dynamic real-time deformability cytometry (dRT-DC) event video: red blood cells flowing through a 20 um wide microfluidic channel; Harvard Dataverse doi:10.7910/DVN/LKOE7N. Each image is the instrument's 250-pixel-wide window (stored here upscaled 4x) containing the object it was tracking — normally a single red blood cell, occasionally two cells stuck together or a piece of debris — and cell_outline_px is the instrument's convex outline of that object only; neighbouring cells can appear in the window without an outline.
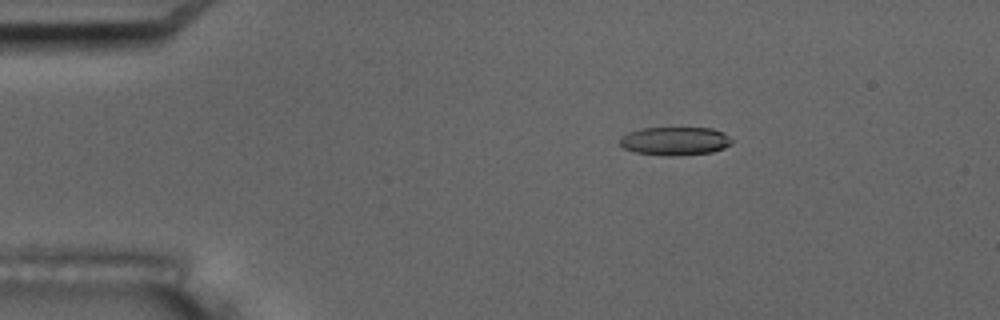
{"species": "common noctule bat (a hibernating species)", "species_latin": "Nyctalus noctula", "temperature_condition": "room temperature", "stored_images_in_passage": 3, "camera_frame_rate_fps": 3000, "um_per_image_px": 0.085, "animal": {"sex": "male", "body_mass_g": 17.5, "forearm_length_mm": 52.3}, "frame": {"image": 1, "passage_image": 1, "time_ms": 0.0, "image_size_px": [1000, 320], "cell_outline_px": [[732, 144], [724, 148], [712, 152], [672, 156], [668, 156], [636, 152], [624, 148], [620, 144], [620, 136], [628, 132], [640, 128], [712, 128], [724, 132], [732, 140]], "centroid_in_image_um": [57.38, 11.98], "position_along_channel_um": 27.6, "area_um2": 18.55}}